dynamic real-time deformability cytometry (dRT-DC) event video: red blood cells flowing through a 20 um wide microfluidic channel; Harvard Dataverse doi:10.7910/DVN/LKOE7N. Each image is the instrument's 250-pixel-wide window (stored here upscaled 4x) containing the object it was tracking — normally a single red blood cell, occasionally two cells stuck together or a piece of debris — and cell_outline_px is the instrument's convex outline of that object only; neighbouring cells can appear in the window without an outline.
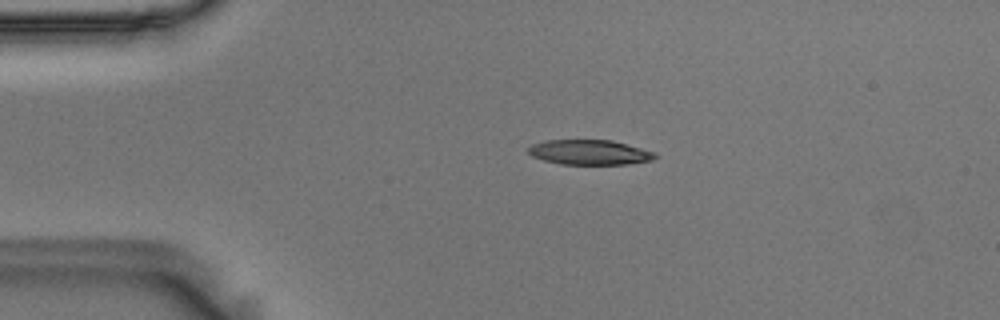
{"species": "Egyptian fruit bat (a non-hibernating species)", "species_latin": "Rousettus aegyptiacus", "temperature_condition": "room temperature", "stored_images_in_passage": 49, "camera_frame_rate_fps": 3000, "um_per_image_px": 0.085, "animal": {"sex": "male"}, "frame": {"image": 1, "passage_image": 5, "time_ms": 1.333, "image_size_px": [1000, 320], "cell_outline_px": [[656, 156], [652, 160], [628, 164], [560, 164], [544, 160], [532, 156], [528, 152], [528, 148], [532, 144], [548, 140], [612, 140], [656, 152]], "centroid_in_image_um": [50.12, 12.94], "position_along_channel_um": 34.9, "area_um2": 18.32}}
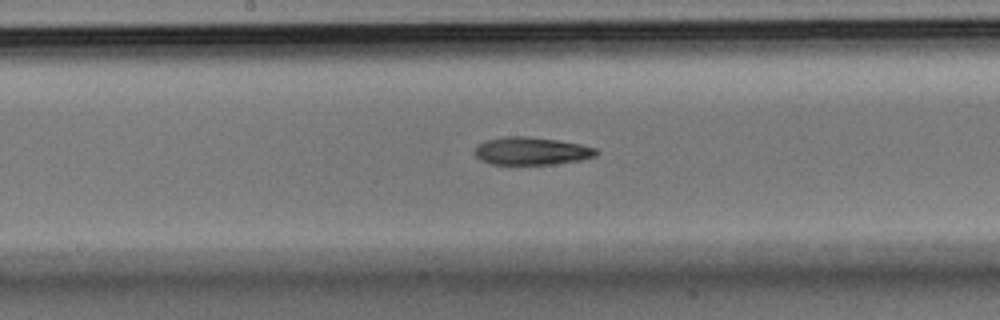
{"frame": {"image": 2, "passage_image": 22, "time_ms": 7.0, "image_size_px": [1000, 320], "cell_outline_px": [[600, 152], [596, 156], [580, 160], [556, 164], [492, 164], [480, 160], [476, 156], [476, 148], [484, 140], [508, 136], [524, 136], [556, 140], [580, 144], [596, 148]], "centroid_in_image_um": [45.21, 12.84], "position_along_channel_um": 203.0, "area_um2": 19.54}}
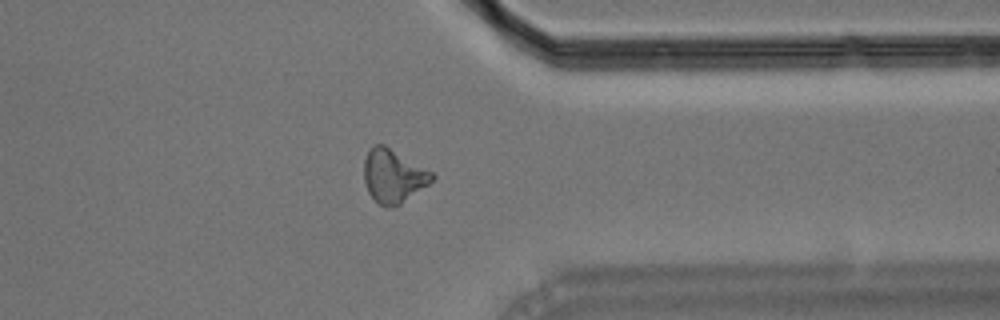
{"frame": {"image": 3, "passage_image": 37, "time_ms": 12.0, "image_size_px": [1000, 320], "cell_outline_px": [[436, 176], [428, 184], [400, 204], [388, 208], [380, 204], [368, 192], [364, 180], [364, 160], [368, 152], [376, 144], [384, 144], [432, 172]], "centroid_in_image_um": [33.42, 14.96], "position_along_channel_um": 378.0, "area_um2": 20.75}, "authors_computed_cell_mechanics": {"area_um2": 19.9988, "velocity_mm_per_s": 3.6179, "shape_relaxation_time_tau1_ms": 6.6015, "shape_relaxation_time_tau2_ms": 9.0878, "deformation_change_tau1": 0.1783, "deformation_change_tau2": 0.2093}}